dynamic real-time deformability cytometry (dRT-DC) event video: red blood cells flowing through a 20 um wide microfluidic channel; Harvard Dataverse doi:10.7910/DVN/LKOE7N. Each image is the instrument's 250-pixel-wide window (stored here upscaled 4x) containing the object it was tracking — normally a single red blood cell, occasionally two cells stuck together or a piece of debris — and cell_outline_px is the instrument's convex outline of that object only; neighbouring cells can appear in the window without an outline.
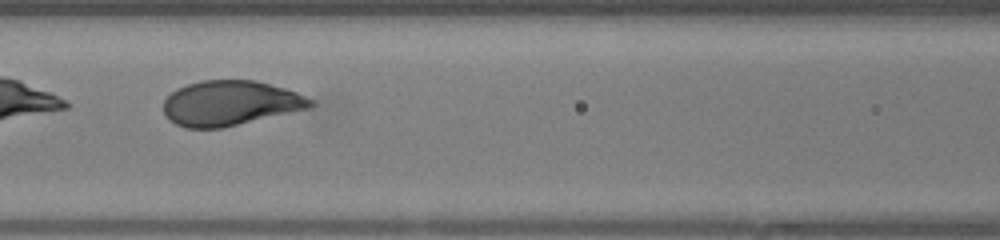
{"species": "human", "species_latin": "Homo sapiens", "temperature_condition": "warm", "stored_images_in_passage": 37, "camera_frame_rate_fps": 3000, "um_per_image_px": 0.085, "donor": {"sex": "female"}, "frame": {"image": 1, "passage_image": 14, "time_ms": 4.333, "image_size_px": [1000, 240], "cell_outline_px": [[316, 104], [312, 108], [220, 128], [184, 128], [168, 120], [164, 116], [164, 100], [176, 88], [200, 80], [256, 80], [284, 88], [296, 92], [316, 100]], "centroid_in_image_um": [19.59, 8.77], "position_along_channel_um": 147.0, "area_um2": 38.78}}
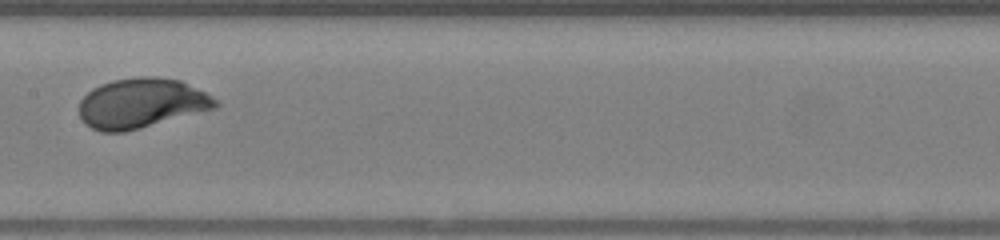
{"frame": {"image": 2, "passage_image": 17, "time_ms": 5.333, "image_size_px": [1000, 240], "cell_outline_px": [[220, 104], [216, 108], [140, 128], [124, 132], [100, 132], [92, 128], [80, 116], [80, 100], [92, 88], [100, 84], [112, 80], [140, 76], [156, 76], [180, 80], [212, 96]], "centroid_in_image_um": [12.02, 8.76], "position_along_channel_um": 195.4, "area_um2": 39.42}}
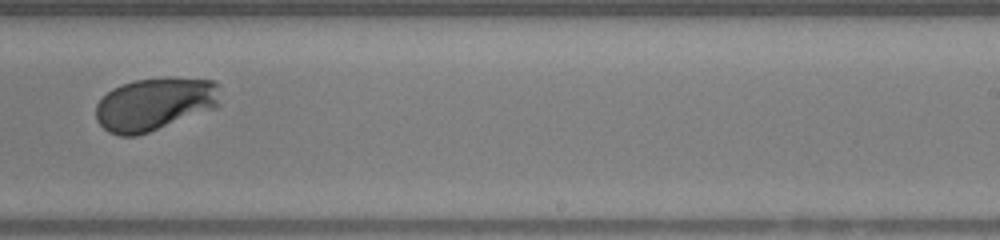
{"frame": {"image": 3, "passage_image": 22, "time_ms": 7.0, "image_size_px": [1000, 240], "cell_outline_px": [[220, 104], [216, 108], [148, 132], [136, 136], [120, 136], [108, 132], [96, 120], [96, 104], [112, 88], [120, 84], [136, 80], [164, 76], [168, 76], [216, 80], [220, 84]], "centroid_in_image_um": [13.19, 8.81], "position_along_channel_um": 275.8, "area_um2": 38.96}}